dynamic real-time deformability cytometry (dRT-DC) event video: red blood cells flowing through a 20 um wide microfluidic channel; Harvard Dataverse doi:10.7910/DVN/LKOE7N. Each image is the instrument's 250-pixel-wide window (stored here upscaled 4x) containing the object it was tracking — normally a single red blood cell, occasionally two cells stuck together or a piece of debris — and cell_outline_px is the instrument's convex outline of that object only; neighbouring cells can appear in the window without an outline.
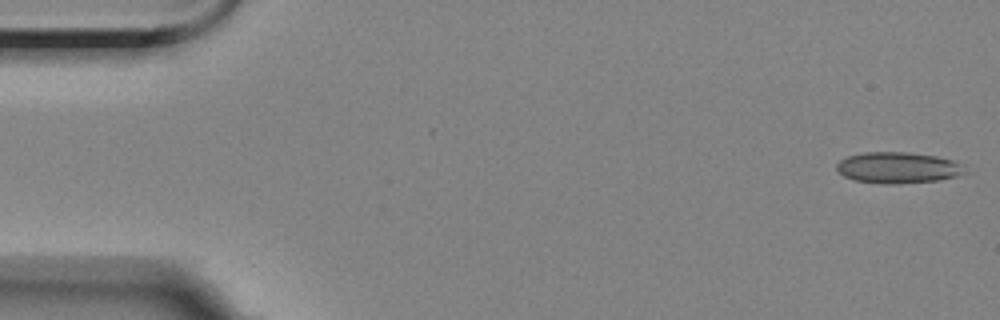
{"species": "Egyptian fruit bat (a non-hibernating species)", "species_latin": "Rousettus aegyptiacus", "temperature_condition": "room temperature", "stored_images_in_passage": 5, "camera_frame_rate_fps": 3000, "um_per_image_px": 0.085, "animal": {"sex": "female"}, "frame": {"image": 1, "passage_image": 1, "time_ms": 0.0, "image_size_px": [1000, 320], "cell_outline_px": [[964, 172], [956, 176], [936, 180], [896, 184], [884, 184], [856, 180], [844, 176], [836, 168], [836, 164], [840, 160], [848, 156], [864, 152], [908, 152], [936, 156], [952, 160], [964, 164]], "centroid_in_image_um": [76.31, 14.24], "position_along_channel_um": 8.7, "area_um2": 23.12}}
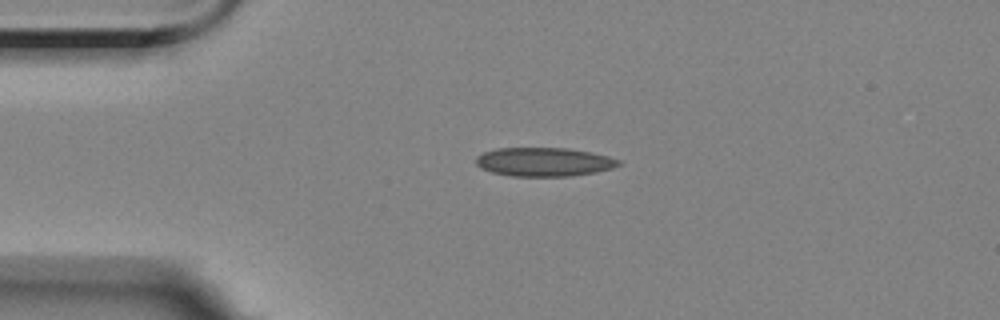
{"frame": {"image": 2, "passage_image": 4, "time_ms": 3.667, "image_size_px": [1000, 320], "cell_outline_px": [[620, 164], [612, 168], [596, 172], [572, 176], [512, 176], [492, 172], [480, 168], [476, 164], [476, 156], [484, 152], [496, 148], [568, 148], [608, 156], [620, 160]], "centroid_in_image_um": [46.21, 13.76], "position_along_channel_um": 38.8, "area_um2": 23.87}}